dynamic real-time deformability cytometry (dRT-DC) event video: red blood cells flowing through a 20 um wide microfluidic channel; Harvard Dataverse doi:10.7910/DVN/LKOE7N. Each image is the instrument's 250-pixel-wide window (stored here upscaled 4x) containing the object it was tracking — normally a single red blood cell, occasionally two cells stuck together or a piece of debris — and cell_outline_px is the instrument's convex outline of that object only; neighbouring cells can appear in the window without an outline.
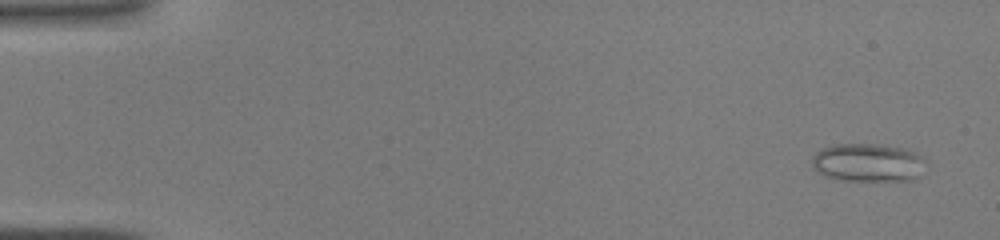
{"species": "common noctule bat (a hibernating species)", "species_latin": "Nyctalus noctula", "temperature_condition": "warm", "stored_images_in_passage": 43, "camera_frame_rate_fps": 3000, "um_per_image_px": 0.085, "animal": {"sex": "male", "body_mass_g": 19.0, "forearm_length_mm": 50.8}, "frame": {"image": 1, "passage_image": 2, "time_ms": 0.333, "image_size_px": [1000, 240], "cell_outline_px": [[928, 164], [920, 176], [912, 180], [844, 180], [828, 176], [820, 172], [812, 164], [812, 156], [816, 152], [832, 144], [880, 144], [900, 148], [924, 156]], "centroid_in_image_um": [73.85, 13.81], "position_along_channel_um": 11.2, "area_um2": 25.32}}
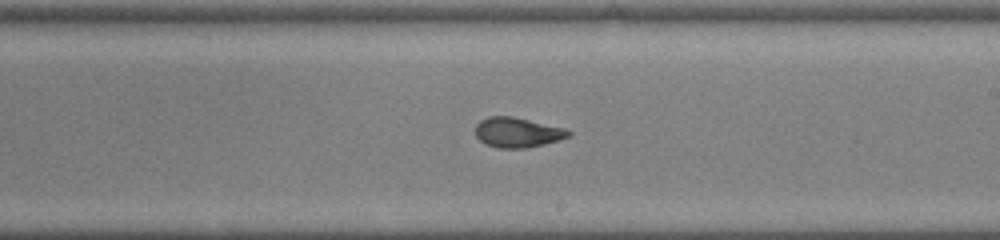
{"frame": {"image": 2, "passage_image": 26, "time_ms": 8.333, "image_size_px": [1000, 240], "cell_outline_px": [[572, 136], [560, 140], [528, 148], [496, 148], [484, 144], [476, 136], [476, 124], [480, 120], [488, 116], [512, 116], [564, 128], [572, 132]], "centroid_in_image_um": [43.98, 11.26], "position_along_channel_um": 245.0, "area_um2": 16.42}}
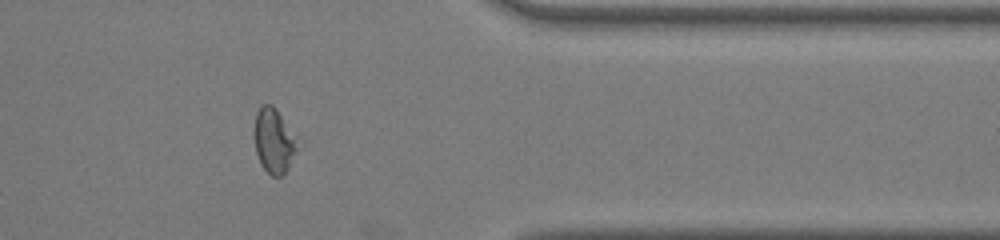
{"frame": {"image": 3, "passage_image": 36, "time_ms": 11.667, "image_size_px": [1000, 240], "cell_outline_px": [[300, 148], [284, 176], [272, 176], [260, 164], [256, 152], [252, 132], [256, 112], [260, 104], [272, 104], [276, 108], [296, 136]], "centroid_in_image_um": [23.28, 11.96], "position_along_channel_um": 388.1, "area_um2": 16.94}}